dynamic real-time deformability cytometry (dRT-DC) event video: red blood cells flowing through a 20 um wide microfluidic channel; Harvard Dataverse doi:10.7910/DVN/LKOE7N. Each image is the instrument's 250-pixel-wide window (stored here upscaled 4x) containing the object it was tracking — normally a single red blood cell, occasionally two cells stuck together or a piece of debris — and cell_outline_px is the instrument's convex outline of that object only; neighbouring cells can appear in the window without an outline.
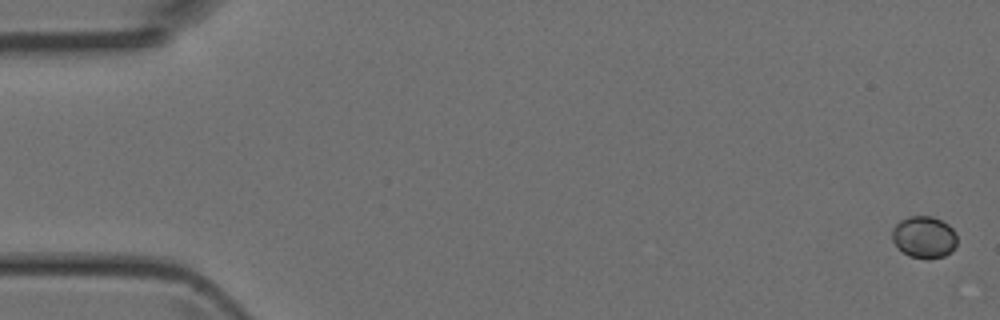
{"species": "Egyptian fruit bat (a non-hibernating species)", "species_latin": "Rousettus aegyptiacus", "temperature_condition": "room temperature", "stored_images_in_passage": 26, "camera_frame_rate_fps": 3000, "um_per_image_px": 0.085, "animal": {"sex": "female"}, "frame": {"image": 1, "passage_image": 1, "time_ms": 0.0, "image_size_px": [1000, 320], "cell_outline_px": [[956, 244], [944, 256], [928, 260], [908, 256], [892, 240], [892, 228], [900, 220], [908, 216], [932, 216], [948, 224], [956, 232]], "centroid_in_image_um": [78.53, 20.15], "position_along_channel_um": 6.5, "area_um2": 15.84}}
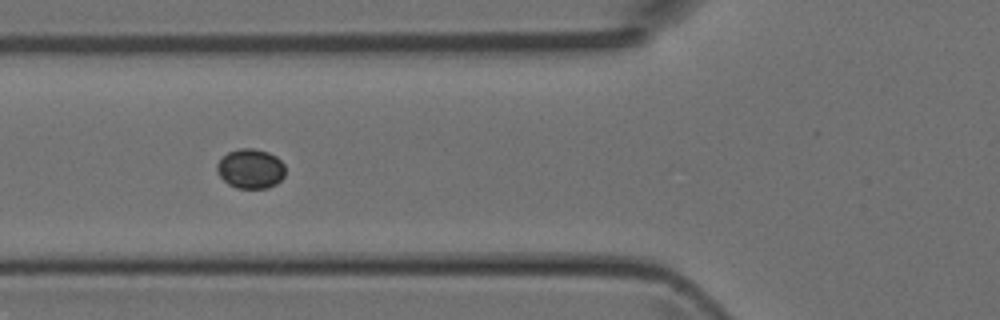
{"frame": {"image": 2, "passage_image": 18, "time_ms": 5.667, "image_size_px": [1000, 320], "cell_outline_px": [[284, 176], [276, 184], [268, 188], [236, 188], [228, 184], [216, 172], [216, 164], [228, 152], [240, 148], [252, 148], [268, 152], [276, 156], [284, 164]], "centroid_in_image_um": [21.29, 14.34], "position_along_channel_um": 104.5, "area_um2": 15.78}}
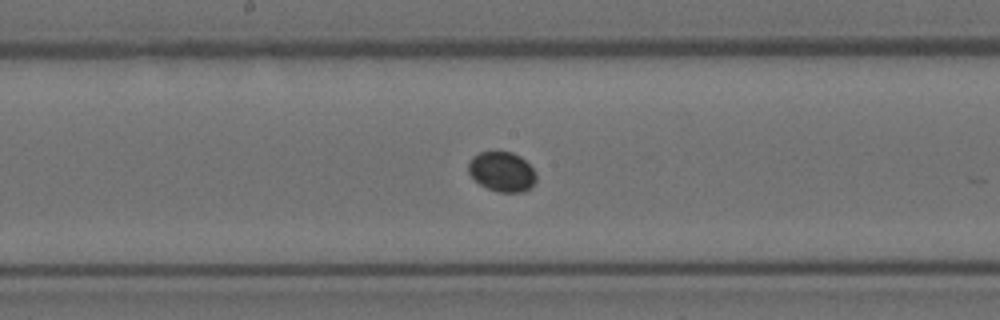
{"frame": {"image": 3, "passage_image": 25, "time_ms": 8.0, "image_size_px": [1000, 320], "cell_outline_px": [[536, 180], [532, 188], [524, 192], [500, 192], [488, 188], [480, 184], [468, 172], [468, 160], [472, 156], [480, 152], [512, 152], [520, 156], [536, 172]], "centroid_in_image_um": [42.68, 14.59], "position_along_channel_um": 205.5, "area_um2": 15.78}}